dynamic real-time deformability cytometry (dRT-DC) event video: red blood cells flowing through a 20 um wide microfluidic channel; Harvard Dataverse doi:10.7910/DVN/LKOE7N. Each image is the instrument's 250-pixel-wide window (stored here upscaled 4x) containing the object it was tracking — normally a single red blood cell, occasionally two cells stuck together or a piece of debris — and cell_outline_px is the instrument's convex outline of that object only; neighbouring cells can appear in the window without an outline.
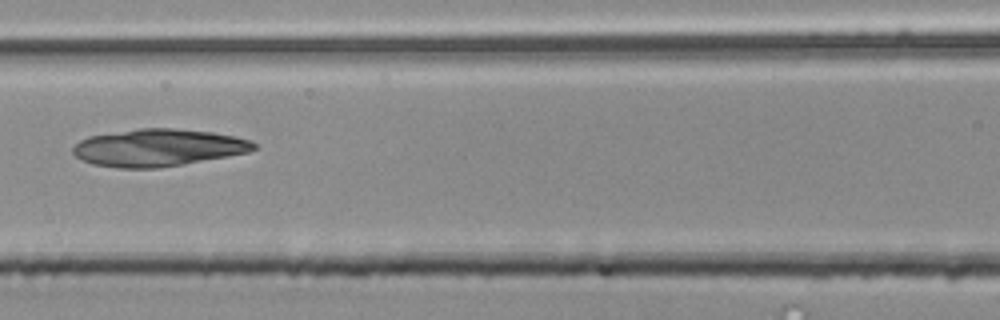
{"species": "common noctule bat (a hibernating species)", "species_latin": "Nyctalus noctula", "temperature_condition": "room temperature", "stored_images_in_passage": 52, "camera_frame_rate_fps": 3000, "um_per_image_px": 0.085, "animal": {"sex": "male", "body_mass_g": 20.4}, "frame": {"image": 1, "passage_image": 23, "time_ms": 7.333, "image_size_px": [1000, 320], "cell_outline_px": [[260, 144], [256, 148], [248, 152], [228, 156], [184, 164], [160, 168], [120, 168], [92, 164], [76, 156], [72, 152], [72, 148], [80, 140], [88, 136], [140, 128], [172, 128], [212, 132], [236, 136], [252, 140]], "centroid_in_image_um": [13.48, 12.55], "position_along_channel_um": 153.1, "area_um2": 39.42}}
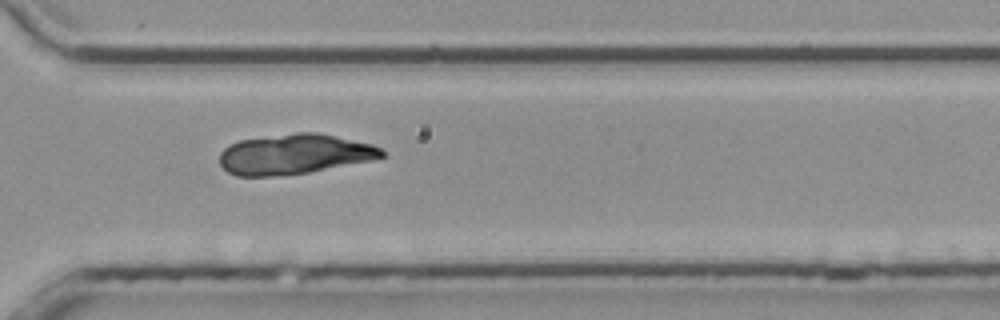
{"frame": {"image": 2, "passage_image": 38, "time_ms": 12.333, "image_size_px": [1000, 320], "cell_outline_px": [[384, 156], [372, 160], [308, 172], [280, 176], [236, 176], [228, 172], [220, 164], [220, 152], [228, 144], [240, 140], [296, 132], [320, 132], [372, 144], [380, 148], [384, 152]], "centroid_in_image_um": [25.01, 13.1], "position_along_channel_um": 345.6, "area_um2": 37.97}}
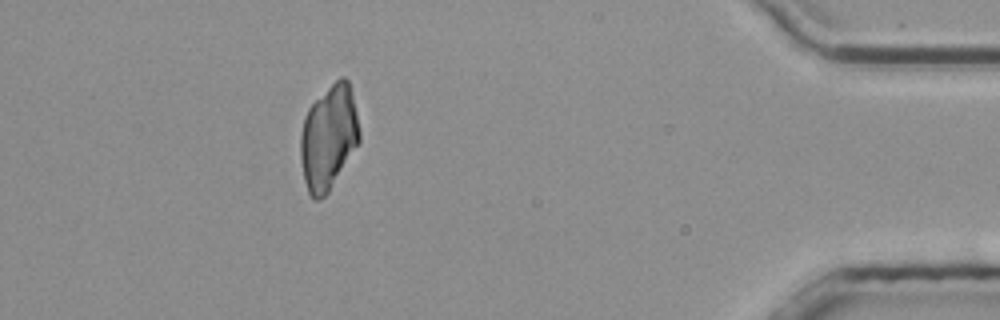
{"frame": {"image": 3, "passage_image": 47, "time_ms": 15.333, "image_size_px": [1000, 320], "cell_outline_px": [[360, 140], [328, 192], [324, 196], [316, 200], [312, 200], [308, 192], [304, 180], [300, 160], [300, 132], [304, 116], [308, 108], [340, 76], [344, 76], [348, 80], [356, 112], [360, 132]], "centroid_in_image_um": [27.9, 11.7], "position_along_channel_um": 407.3, "area_um2": 35.55}}